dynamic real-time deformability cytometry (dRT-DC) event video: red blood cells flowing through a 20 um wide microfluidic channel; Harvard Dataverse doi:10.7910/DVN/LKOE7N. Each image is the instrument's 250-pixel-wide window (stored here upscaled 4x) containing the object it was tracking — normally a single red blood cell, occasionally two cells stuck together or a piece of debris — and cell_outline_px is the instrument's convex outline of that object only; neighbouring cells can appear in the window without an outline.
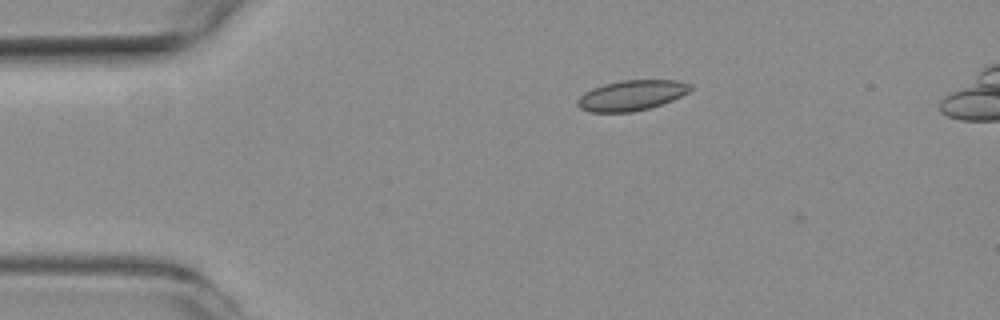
{"species": "common noctule bat (a hibernating species)", "species_latin": "Nyctalus noctula", "temperature_condition": "room temperature", "stored_images_in_passage": 4, "camera_frame_rate_fps": 3000, "um_per_image_px": 0.085, "animal": {"sex": "female", "body_mass_g": 19.3, "forearm_length_mm": 54.1}, "frame": {"image": 1, "passage_image": 3, "time_ms": 0.667, "image_size_px": [1000, 320], "cell_outline_px": [[692, 88], [688, 92], [672, 100], [648, 108], [632, 112], [588, 112], [580, 108], [576, 104], [576, 100], [584, 92], [592, 88], [604, 84], [624, 80], [676, 80], [692, 84]], "centroid_in_image_um": [53.65, 8.1], "position_along_channel_um": 31.4, "area_um2": 19.88}}